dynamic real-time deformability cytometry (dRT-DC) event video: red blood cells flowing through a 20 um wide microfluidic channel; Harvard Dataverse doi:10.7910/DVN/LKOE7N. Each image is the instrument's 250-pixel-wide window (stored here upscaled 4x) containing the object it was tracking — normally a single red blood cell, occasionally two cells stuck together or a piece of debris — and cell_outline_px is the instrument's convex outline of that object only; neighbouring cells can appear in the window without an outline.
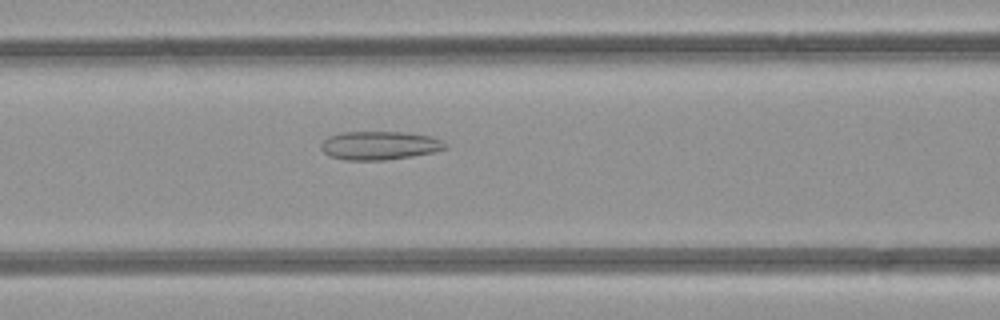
{"species": "common noctule bat (a hibernating species)", "species_latin": "Nyctalus noctula", "temperature_condition": "room temperature", "stored_images_in_passage": 6, "camera_frame_rate_fps": 3000, "um_per_image_px": 0.085, "animal": {"sex": "female", "body_mass_g": 21.9}, "frame": {"image": 1, "passage_image": 6, "time_ms": 6.667, "image_size_px": [1000, 320], "cell_outline_px": [[448, 148], [432, 152], [412, 156], [384, 160], [344, 160], [328, 156], [320, 148], [320, 144], [328, 136], [340, 132], [404, 132], [432, 136], [444, 140], [448, 144]], "centroid_in_image_um": [32.27, 12.36], "position_along_channel_um": 134.3, "area_um2": 20.92}}